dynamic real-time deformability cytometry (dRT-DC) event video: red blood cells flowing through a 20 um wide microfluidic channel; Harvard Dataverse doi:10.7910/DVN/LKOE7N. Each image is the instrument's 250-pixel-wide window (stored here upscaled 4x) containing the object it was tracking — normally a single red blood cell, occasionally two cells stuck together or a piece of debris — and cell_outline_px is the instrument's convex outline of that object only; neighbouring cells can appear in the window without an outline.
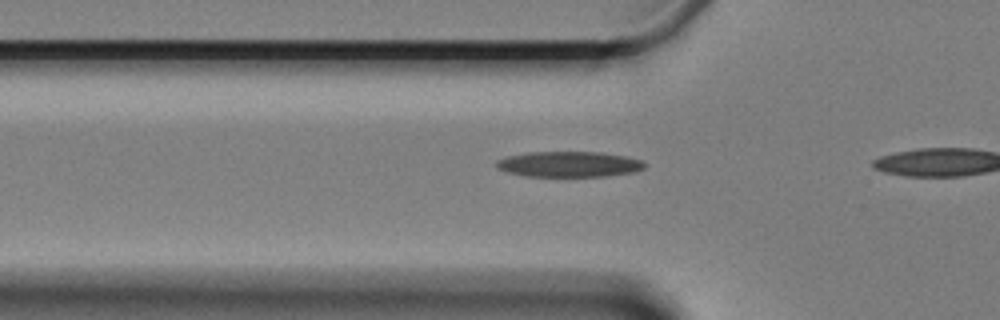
{"species": "Egyptian fruit bat (a non-hibernating species)", "species_latin": "Rousettus aegyptiacus", "temperature_condition": "cold", "stored_images_in_passage": 5, "camera_frame_rate_fps": 3000, "um_per_image_px": 0.085, "animal": {"sex": "female"}, "frame": {"image": 1, "passage_image": 2, "time_ms": 0.333, "image_size_px": [1000, 320], "cell_outline_px": [[644, 168], [636, 172], [604, 176], [524, 176], [508, 172], [496, 168], [496, 160], [508, 156], [528, 152], [600, 152], [624, 156], [644, 160]], "centroid_in_image_um": [48.37, 13.96], "position_along_channel_um": 77.4, "area_um2": 22.08}}